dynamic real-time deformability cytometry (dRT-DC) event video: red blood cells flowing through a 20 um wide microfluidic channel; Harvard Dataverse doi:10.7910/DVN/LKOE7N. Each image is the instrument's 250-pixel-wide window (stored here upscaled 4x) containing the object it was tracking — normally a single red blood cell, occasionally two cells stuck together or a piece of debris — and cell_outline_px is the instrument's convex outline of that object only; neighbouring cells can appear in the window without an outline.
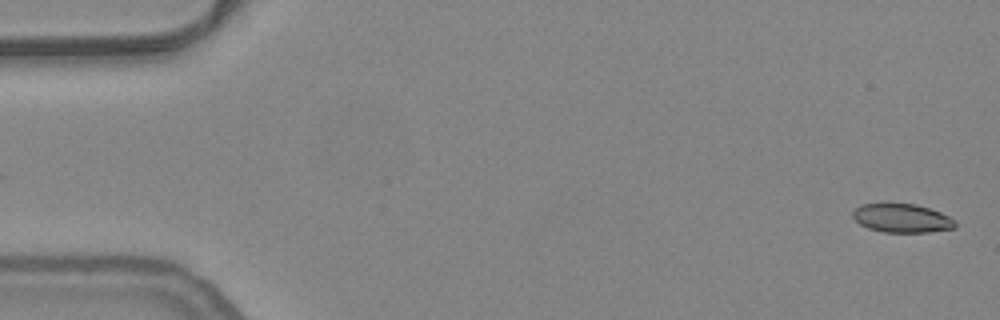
{"species": "common noctule bat (a hibernating species)", "species_latin": "Nyctalus noctula", "temperature_condition": "warm", "stored_images_in_passage": 54, "camera_frame_rate_fps": 3000, "um_per_image_px": 0.085, "animal": {"sex": "female", "body_mass_g": 24.6, "forearm_length_mm": 56.2}, "frame": {"image": 1, "passage_image": 1, "time_ms": 0.0, "image_size_px": [1000, 320], "cell_outline_px": [[956, 228], [928, 232], [884, 232], [868, 228], [860, 224], [852, 216], [852, 212], [860, 204], [916, 204], [940, 212], [956, 220]], "centroid_in_image_um": [76.68, 18.55], "position_along_channel_um": 8.3, "area_um2": 17.05}}
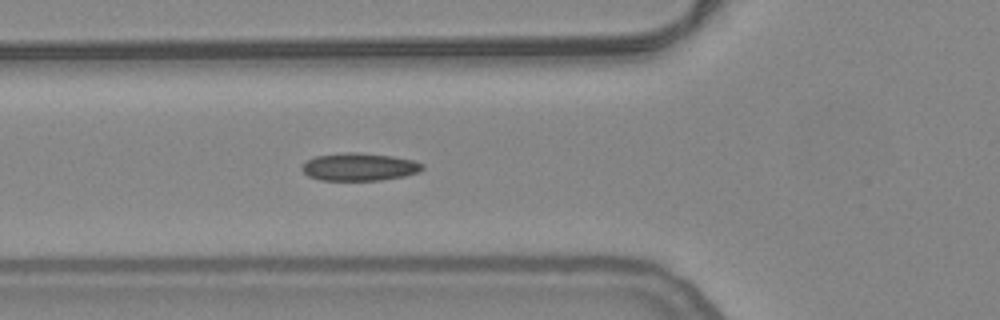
{"frame": {"image": 2, "passage_image": 19, "time_ms": 6.0, "image_size_px": [1000, 320], "cell_outline_px": [[424, 168], [420, 172], [404, 176], [380, 180], [320, 180], [308, 176], [300, 168], [308, 160], [316, 156], [348, 152], [356, 152], [392, 156], [412, 160], [424, 164]], "centroid_in_image_um": [30.56, 14.19], "position_along_channel_um": 95.2, "area_um2": 19.36}}
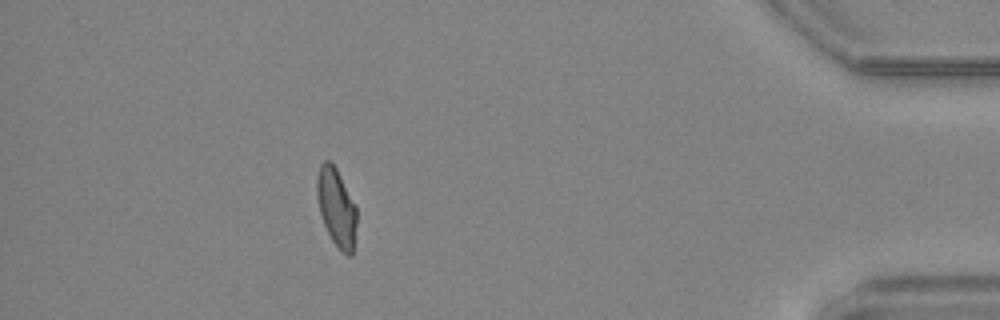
{"frame": {"image": 3, "passage_image": 48, "time_ms": 15.667, "image_size_px": [1000, 320], "cell_outline_px": [[356, 224], [352, 256], [348, 256], [340, 252], [332, 240], [324, 224], [320, 212], [316, 196], [316, 180], [320, 164], [324, 160], [332, 160], [356, 204]], "centroid_in_image_um": [28.59, 17.6], "position_along_channel_um": 406.6, "area_um2": 18.38}, "authors_computed_cell_mechanics": {"area_um2": 18.6983, "velocity_mm_per_s": 3.7825, "shape_relaxation_time_tau1_ms": null, "shape_relaxation_time_tau2_ms": 1.6799, "deformation_change_tau1": null, "deformation_change_tau2": 0.0627}}